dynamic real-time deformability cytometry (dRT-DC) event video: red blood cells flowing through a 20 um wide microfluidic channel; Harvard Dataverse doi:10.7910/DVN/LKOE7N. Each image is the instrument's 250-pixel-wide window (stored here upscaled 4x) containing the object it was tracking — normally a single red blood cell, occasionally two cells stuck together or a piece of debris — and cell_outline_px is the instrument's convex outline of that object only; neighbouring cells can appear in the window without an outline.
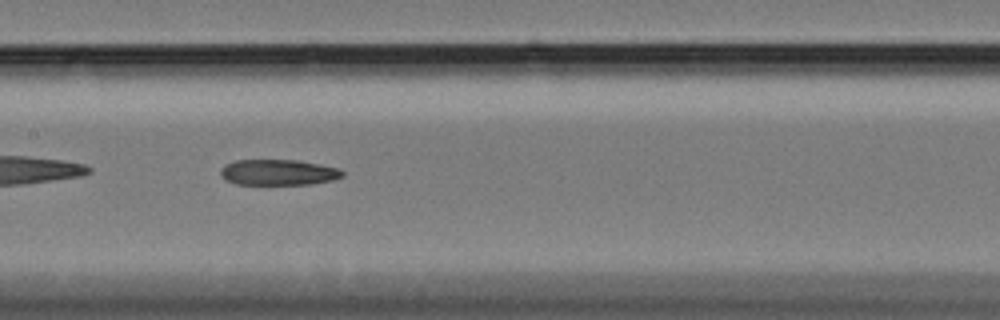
{"species": "Egyptian fruit bat (a non-hibernating species)", "species_latin": "Rousettus aegyptiacus", "temperature_condition": "cold", "stored_images_in_passage": 41, "camera_frame_rate_fps": 3000, "um_per_image_px": 0.085, "animal": {"sex": "female"}, "frame": {"image": 1, "passage_image": 12, "time_ms": 3.667, "image_size_px": [1000, 320], "cell_outline_px": [[344, 176], [332, 180], [308, 184], [236, 184], [220, 176], [220, 168], [224, 164], [236, 160], [296, 160], [320, 164], [340, 168], [344, 172]], "centroid_in_image_um": [23.65, 14.64], "position_along_channel_um": 183.7, "area_um2": 18.32}, "authors_computed_cell_mechanics": {"area_um2": 19.2474, "velocity_mm_per_s": 3.4324, "shape_relaxation_time_tau1_ms": null, "shape_relaxation_time_tau2_ms": 5.1586, "deformation_change_tau1": null, "deformation_change_tau2": 0.149}}